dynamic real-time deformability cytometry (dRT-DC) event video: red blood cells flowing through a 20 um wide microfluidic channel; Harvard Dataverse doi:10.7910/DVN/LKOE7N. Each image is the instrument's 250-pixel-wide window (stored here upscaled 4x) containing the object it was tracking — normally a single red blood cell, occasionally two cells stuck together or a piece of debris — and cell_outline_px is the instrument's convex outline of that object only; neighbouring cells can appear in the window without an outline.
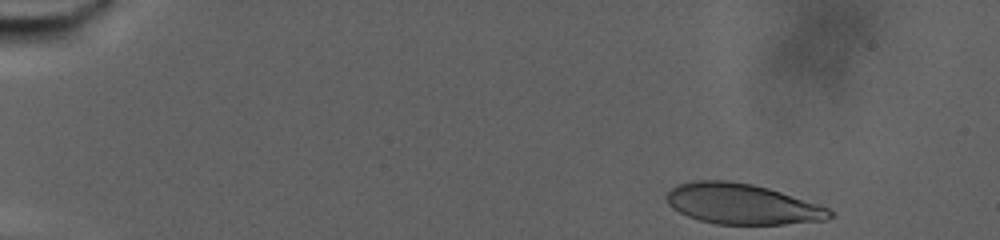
{"species": "human", "species_latin": "Homo sapiens", "temperature_condition": "warm", "stored_images_in_passage": 59, "camera_frame_rate_fps": 3000, "um_per_image_px": 0.085, "donor": {"sex": "male"}, "frame": {"image": 1, "passage_image": 1, "time_ms": 0.0, "image_size_px": [1000, 240], "cell_outline_px": [[832, 216], [824, 220], [784, 224], [716, 224], [700, 220], [688, 216], [672, 208], [668, 204], [664, 196], [676, 184], [692, 180], [728, 180], [752, 184], [768, 188], [820, 204], [828, 208], [832, 212]], "centroid_in_image_um": [63.04, 17.32], "position_along_channel_um": 22.0, "area_um2": 38.61}}
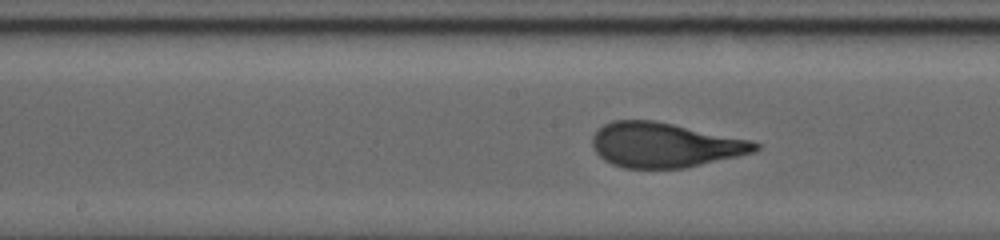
{"frame": {"image": 2, "passage_image": 34, "time_ms": 11.0, "image_size_px": [1000, 240], "cell_outline_px": [[760, 148], [756, 152], [684, 168], [624, 168], [612, 164], [604, 160], [596, 152], [592, 144], [592, 136], [604, 124], [612, 120], [652, 120], [752, 140], [760, 144]], "centroid_in_image_um": [56.51, 12.33], "position_along_channel_um": 191.7, "area_um2": 42.31}}
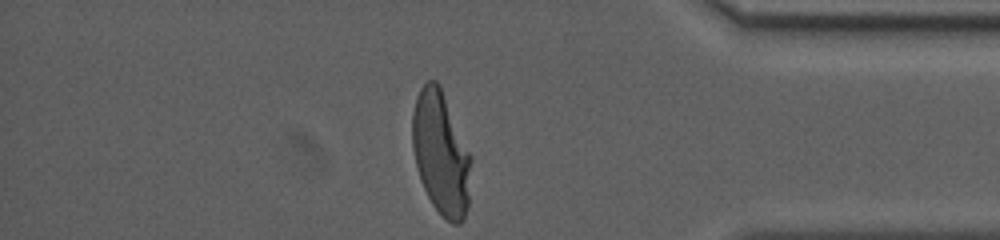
{"frame": {"image": 3, "passage_image": 59, "time_ms": 19.333, "image_size_px": [1000, 240], "cell_outline_px": [[472, 160], [468, 208], [464, 220], [460, 224], [452, 224], [432, 204], [420, 180], [416, 168], [412, 148], [412, 112], [416, 96], [420, 88], [428, 80], [436, 80], [440, 84], [472, 156]], "centroid_in_image_um": [37.49, 13.01], "position_along_channel_um": 397.7, "area_um2": 42.77}, "authors_computed_cell_mechanics": {"area_um2": 42.0784, "velocity_mm_per_s": 2.7134, "shape_relaxation_time_tau1_ms": 8.3794, "shape_relaxation_time_tau2_ms": null, "deformation_change_tau1": 0.2945, "deformation_change_tau2": null}}